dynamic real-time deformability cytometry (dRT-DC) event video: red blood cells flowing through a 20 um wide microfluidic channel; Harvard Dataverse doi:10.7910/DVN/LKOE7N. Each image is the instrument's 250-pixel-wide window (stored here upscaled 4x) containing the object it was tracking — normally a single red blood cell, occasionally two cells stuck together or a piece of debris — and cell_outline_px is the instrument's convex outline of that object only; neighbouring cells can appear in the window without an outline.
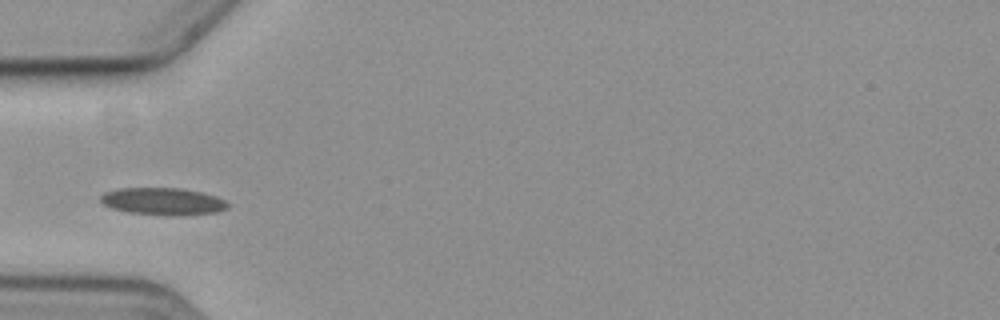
{"species": "common noctule bat (a hibernating species)", "species_latin": "Nyctalus noctula", "temperature_condition": "cold", "stored_images_in_passage": 11, "camera_frame_rate_fps": 3000, "um_per_image_px": 0.085, "animal": {"sex": "female", "body_mass_g": 19.3, "forearm_length_mm": 54.1}, "frame": {"image": 1, "passage_image": 5, "time_ms": 5.667, "image_size_px": [1000, 320], "cell_outline_px": [[232, 204], [228, 208], [216, 212], [128, 212], [112, 208], [104, 204], [100, 200], [100, 196], [104, 192], [120, 188], [180, 188], [200, 192], [216, 196]], "centroid_in_image_um": [13.81, 17.05], "position_along_channel_um": 71.2, "area_um2": 18.9}}
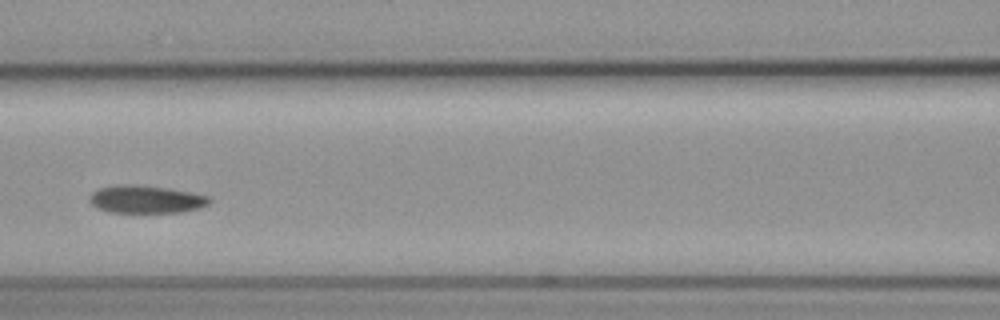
{"frame": {"image": 2, "passage_image": 7, "time_ms": 8.0, "image_size_px": [1000, 320], "cell_outline_px": [[212, 200], [208, 204], [200, 208], [180, 212], [108, 212], [96, 208], [88, 200], [88, 196], [92, 192], [100, 188], [116, 184], [136, 184], [168, 188], [192, 192], [212, 196]], "centroid_in_image_um": [12.41, 16.93], "position_along_channel_um": 154.2, "area_um2": 19.71}}
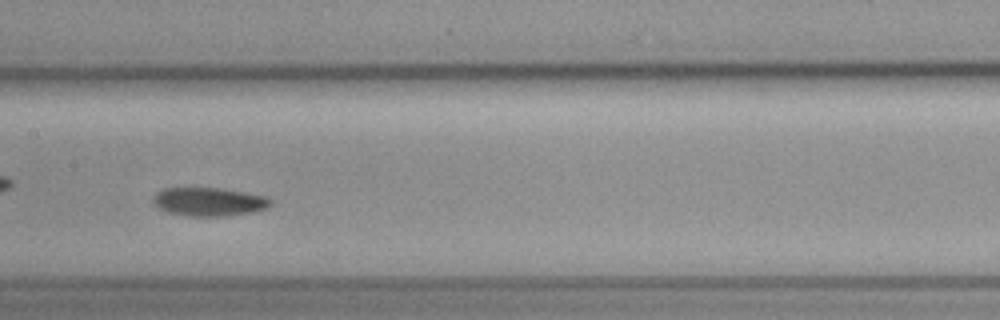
{"frame": {"image": 3, "passage_image": 8, "time_ms": 9.0, "image_size_px": [1000, 320], "cell_outline_px": [[272, 204], [268, 208], [252, 212], [224, 216], [188, 216], [168, 212], [156, 208], [152, 204], [152, 200], [156, 192], [164, 188], [220, 188], [268, 196], [272, 200]], "centroid_in_image_um": [17.75, 17.15], "position_along_channel_um": 189.6, "area_um2": 19.77}}